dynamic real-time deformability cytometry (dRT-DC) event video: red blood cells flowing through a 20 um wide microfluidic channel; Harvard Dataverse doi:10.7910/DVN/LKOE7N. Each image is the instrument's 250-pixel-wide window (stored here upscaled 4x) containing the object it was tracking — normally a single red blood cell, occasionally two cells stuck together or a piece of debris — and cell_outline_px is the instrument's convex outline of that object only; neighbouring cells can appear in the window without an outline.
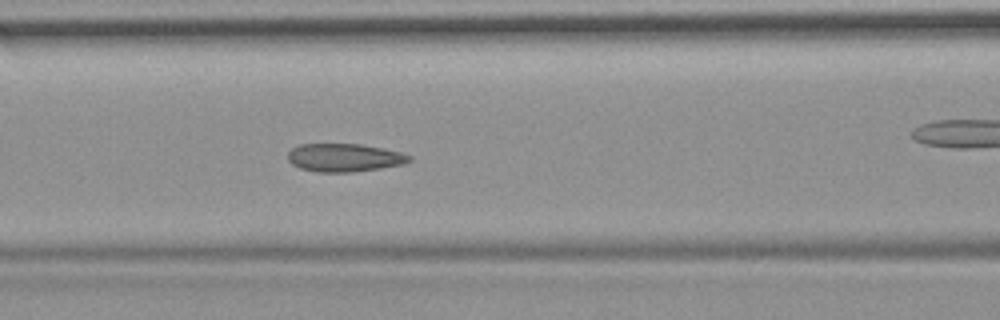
{"species": "common noctule bat (a hibernating species)", "species_latin": "Nyctalus noctula", "temperature_condition": "room temperature", "stored_images_in_passage": 38, "camera_frame_rate_fps": 3000, "um_per_image_px": 0.085, "animal": {"sex": "female", "body_mass_g": 19.9}, "frame": {"image": 1, "passage_image": 6, "time_ms": 1.667, "image_size_px": [1000, 320], "cell_outline_px": [[412, 160], [404, 164], [380, 168], [352, 172], [316, 172], [300, 168], [292, 164], [288, 160], [288, 152], [292, 148], [300, 144], [360, 144], [384, 148], [400, 152], [412, 156]], "centroid_in_image_um": [29.28, 13.4], "position_along_channel_um": 137.3, "area_um2": 20.0}}